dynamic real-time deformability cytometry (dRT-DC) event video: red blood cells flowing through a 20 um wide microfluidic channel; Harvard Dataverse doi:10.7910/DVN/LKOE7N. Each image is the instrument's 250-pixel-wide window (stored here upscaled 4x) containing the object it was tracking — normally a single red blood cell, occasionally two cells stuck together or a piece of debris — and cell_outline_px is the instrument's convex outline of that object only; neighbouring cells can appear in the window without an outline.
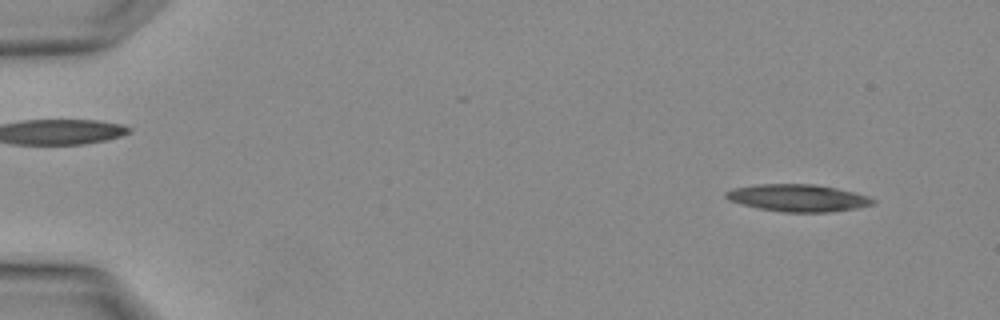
{"species": "Egyptian fruit bat (a non-hibernating species)", "species_latin": "Rousettus aegyptiacus", "temperature_condition": "warm", "stored_images_in_passage": 3, "camera_frame_rate_fps": 3000, "um_per_image_px": 0.085, "animal": {"sex": "female"}, "frame": {"image": 1, "passage_image": 1, "time_ms": 0.0, "image_size_px": [1000, 320], "cell_outline_px": [[876, 204], [856, 208], [828, 212], [784, 212], [760, 208], [728, 200], [724, 196], [724, 192], [732, 188], [756, 184], [812, 184], [836, 188], [868, 196], [876, 200]], "centroid_in_image_um": [67.81, 16.82], "position_along_channel_um": 17.2, "area_um2": 23.18}}
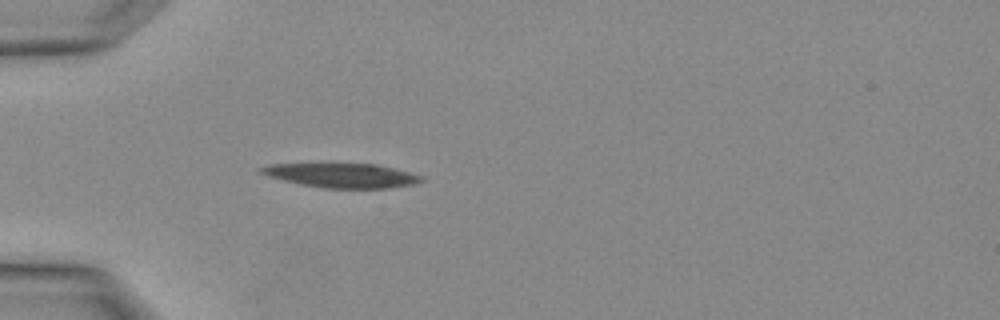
{"frame": {"image": 2, "passage_image": 3, "time_ms": 0.667, "image_size_px": [1000, 320], "cell_outline_px": [[424, 180], [412, 184], [392, 188], [324, 188], [300, 184], [268, 176], [260, 172], [260, 168], [268, 164], [376, 164], [396, 168], [424, 176]], "centroid_in_image_um": [29.11, 14.91], "position_along_channel_um": 55.9, "area_um2": 22.6}}